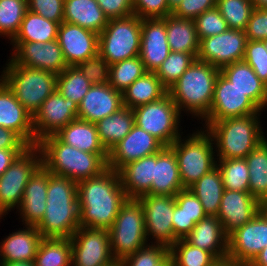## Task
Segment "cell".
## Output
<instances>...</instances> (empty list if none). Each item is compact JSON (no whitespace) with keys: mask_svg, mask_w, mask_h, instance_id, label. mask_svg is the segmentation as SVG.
Instances as JSON below:
<instances>
[{"mask_svg":"<svg viewBox=\"0 0 267 266\" xmlns=\"http://www.w3.org/2000/svg\"><path fill=\"white\" fill-rule=\"evenodd\" d=\"M80 226L109 230L127 201L119 172L107 168L101 174L77 183Z\"/></svg>","mask_w":267,"mask_h":266,"instance_id":"cell-1","label":"cell"},{"mask_svg":"<svg viewBox=\"0 0 267 266\" xmlns=\"http://www.w3.org/2000/svg\"><path fill=\"white\" fill-rule=\"evenodd\" d=\"M36 228L43 238H71L80 228L77 182L48 171L46 210Z\"/></svg>","mask_w":267,"mask_h":266,"instance_id":"cell-2","label":"cell"},{"mask_svg":"<svg viewBox=\"0 0 267 266\" xmlns=\"http://www.w3.org/2000/svg\"><path fill=\"white\" fill-rule=\"evenodd\" d=\"M219 73L220 69L207 62L197 59L192 62L168 89V94L181 114H191L197 121H202L208 115Z\"/></svg>","mask_w":267,"mask_h":266,"instance_id":"cell-3","label":"cell"},{"mask_svg":"<svg viewBox=\"0 0 267 266\" xmlns=\"http://www.w3.org/2000/svg\"><path fill=\"white\" fill-rule=\"evenodd\" d=\"M42 165L52 174L65 176L75 182L97 176L108 168V155L79 150L50 135L38 142Z\"/></svg>","mask_w":267,"mask_h":266,"instance_id":"cell-4","label":"cell"},{"mask_svg":"<svg viewBox=\"0 0 267 266\" xmlns=\"http://www.w3.org/2000/svg\"><path fill=\"white\" fill-rule=\"evenodd\" d=\"M261 114L228 118L208 125L205 129L212 136L216 158H245L254 150L266 138L260 122Z\"/></svg>","mask_w":267,"mask_h":266,"instance_id":"cell-5","label":"cell"},{"mask_svg":"<svg viewBox=\"0 0 267 266\" xmlns=\"http://www.w3.org/2000/svg\"><path fill=\"white\" fill-rule=\"evenodd\" d=\"M0 79L13 92L16 99L32 115L56 91L57 74L38 68L15 64L11 59L5 64Z\"/></svg>","mask_w":267,"mask_h":266,"instance_id":"cell-6","label":"cell"},{"mask_svg":"<svg viewBox=\"0 0 267 266\" xmlns=\"http://www.w3.org/2000/svg\"><path fill=\"white\" fill-rule=\"evenodd\" d=\"M184 137L181 135L169 147L177 158L183 188H189L217 166V156L212 136L206 129L201 127Z\"/></svg>","mask_w":267,"mask_h":266,"instance_id":"cell-7","label":"cell"},{"mask_svg":"<svg viewBox=\"0 0 267 266\" xmlns=\"http://www.w3.org/2000/svg\"><path fill=\"white\" fill-rule=\"evenodd\" d=\"M111 252L116 261L148 245L142 204L138 199H127L109 229Z\"/></svg>","mask_w":267,"mask_h":266,"instance_id":"cell-8","label":"cell"},{"mask_svg":"<svg viewBox=\"0 0 267 266\" xmlns=\"http://www.w3.org/2000/svg\"><path fill=\"white\" fill-rule=\"evenodd\" d=\"M141 19L132 14L109 19L98 36V53L109 65L139 56Z\"/></svg>","mask_w":267,"mask_h":266,"instance_id":"cell-9","label":"cell"},{"mask_svg":"<svg viewBox=\"0 0 267 266\" xmlns=\"http://www.w3.org/2000/svg\"><path fill=\"white\" fill-rule=\"evenodd\" d=\"M133 112L135 125L154 136L165 147L183 135L180 127L182 115L168 93L157 101L136 107Z\"/></svg>","mask_w":267,"mask_h":266,"instance_id":"cell-10","label":"cell"},{"mask_svg":"<svg viewBox=\"0 0 267 266\" xmlns=\"http://www.w3.org/2000/svg\"><path fill=\"white\" fill-rule=\"evenodd\" d=\"M42 165L37 145L26 148L0 176V219L19 208L24 189L35 171Z\"/></svg>","mask_w":267,"mask_h":266,"instance_id":"cell-11","label":"cell"},{"mask_svg":"<svg viewBox=\"0 0 267 266\" xmlns=\"http://www.w3.org/2000/svg\"><path fill=\"white\" fill-rule=\"evenodd\" d=\"M263 111L221 73L218 74L214 97L208 115L202 120L204 129L214 121L242 117Z\"/></svg>","mask_w":267,"mask_h":266,"instance_id":"cell-12","label":"cell"},{"mask_svg":"<svg viewBox=\"0 0 267 266\" xmlns=\"http://www.w3.org/2000/svg\"><path fill=\"white\" fill-rule=\"evenodd\" d=\"M138 200L144 211L147 241L153 239L154 242L150 241L149 244H162L170 248L177 241L172 223L174 196L145 194Z\"/></svg>","mask_w":267,"mask_h":266,"instance_id":"cell-13","label":"cell"},{"mask_svg":"<svg viewBox=\"0 0 267 266\" xmlns=\"http://www.w3.org/2000/svg\"><path fill=\"white\" fill-rule=\"evenodd\" d=\"M267 246V215L258 214L228 236L227 261L247 266Z\"/></svg>","mask_w":267,"mask_h":266,"instance_id":"cell-14","label":"cell"},{"mask_svg":"<svg viewBox=\"0 0 267 266\" xmlns=\"http://www.w3.org/2000/svg\"><path fill=\"white\" fill-rule=\"evenodd\" d=\"M70 239L72 266H107L115 261L107 229L80 226Z\"/></svg>","mask_w":267,"mask_h":266,"instance_id":"cell-15","label":"cell"},{"mask_svg":"<svg viewBox=\"0 0 267 266\" xmlns=\"http://www.w3.org/2000/svg\"><path fill=\"white\" fill-rule=\"evenodd\" d=\"M245 31H227L200 39L196 59L221 69L234 62L243 61L247 43Z\"/></svg>","mask_w":267,"mask_h":266,"instance_id":"cell-16","label":"cell"},{"mask_svg":"<svg viewBox=\"0 0 267 266\" xmlns=\"http://www.w3.org/2000/svg\"><path fill=\"white\" fill-rule=\"evenodd\" d=\"M77 114L78 105L75 102L66 99L57 90L53 92L33 116L35 145L76 120Z\"/></svg>","mask_w":267,"mask_h":266,"instance_id":"cell-17","label":"cell"},{"mask_svg":"<svg viewBox=\"0 0 267 266\" xmlns=\"http://www.w3.org/2000/svg\"><path fill=\"white\" fill-rule=\"evenodd\" d=\"M11 60L17 65L60 74L67 66L58 40L40 42H9Z\"/></svg>","mask_w":267,"mask_h":266,"instance_id":"cell-18","label":"cell"},{"mask_svg":"<svg viewBox=\"0 0 267 266\" xmlns=\"http://www.w3.org/2000/svg\"><path fill=\"white\" fill-rule=\"evenodd\" d=\"M165 146L154 136L134 125L132 130L108 152V167L119 171L129 162L160 152Z\"/></svg>","mask_w":267,"mask_h":266,"instance_id":"cell-19","label":"cell"},{"mask_svg":"<svg viewBox=\"0 0 267 266\" xmlns=\"http://www.w3.org/2000/svg\"><path fill=\"white\" fill-rule=\"evenodd\" d=\"M98 34L63 21L58 29V42L67 66L88 60L98 53Z\"/></svg>","mask_w":267,"mask_h":266,"instance_id":"cell-20","label":"cell"},{"mask_svg":"<svg viewBox=\"0 0 267 266\" xmlns=\"http://www.w3.org/2000/svg\"><path fill=\"white\" fill-rule=\"evenodd\" d=\"M261 210V203L250 192L224 189L217 218L229 236L236 229L252 220Z\"/></svg>","mask_w":267,"mask_h":266,"instance_id":"cell-21","label":"cell"},{"mask_svg":"<svg viewBox=\"0 0 267 266\" xmlns=\"http://www.w3.org/2000/svg\"><path fill=\"white\" fill-rule=\"evenodd\" d=\"M164 18L141 19L139 57L147 72H156L170 53Z\"/></svg>","mask_w":267,"mask_h":266,"instance_id":"cell-22","label":"cell"},{"mask_svg":"<svg viewBox=\"0 0 267 266\" xmlns=\"http://www.w3.org/2000/svg\"><path fill=\"white\" fill-rule=\"evenodd\" d=\"M122 107V92L115 90L109 83L92 85L78 105L77 119L96 124Z\"/></svg>","mask_w":267,"mask_h":266,"instance_id":"cell-23","label":"cell"},{"mask_svg":"<svg viewBox=\"0 0 267 266\" xmlns=\"http://www.w3.org/2000/svg\"><path fill=\"white\" fill-rule=\"evenodd\" d=\"M0 127L15 132L28 146H35L33 116L0 79Z\"/></svg>","mask_w":267,"mask_h":266,"instance_id":"cell-24","label":"cell"},{"mask_svg":"<svg viewBox=\"0 0 267 266\" xmlns=\"http://www.w3.org/2000/svg\"><path fill=\"white\" fill-rule=\"evenodd\" d=\"M48 170L41 165L30 177L18 208L23 225L36 226L46 210Z\"/></svg>","mask_w":267,"mask_h":266,"instance_id":"cell-25","label":"cell"},{"mask_svg":"<svg viewBox=\"0 0 267 266\" xmlns=\"http://www.w3.org/2000/svg\"><path fill=\"white\" fill-rule=\"evenodd\" d=\"M195 247L210 252L219 262L227 261L228 236L216 216L201 219L184 238Z\"/></svg>","mask_w":267,"mask_h":266,"instance_id":"cell-26","label":"cell"},{"mask_svg":"<svg viewBox=\"0 0 267 266\" xmlns=\"http://www.w3.org/2000/svg\"><path fill=\"white\" fill-rule=\"evenodd\" d=\"M42 238L36 226L9 233L0 243V262L34 261Z\"/></svg>","mask_w":267,"mask_h":266,"instance_id":"cell-27","label":"cell"},{"mask_svg":"<svg viewBox=\"0 0 267 266\" xmlns=\"http://www.w3.org/2000/svg\"><path fill=\"white\" fill-rule=\"evenodd\" d=\"M154 164L156 154L129 162L118 171L128 199H138L145 194H151Z\"/></svg>","mask_w":267,"mask_h":266,"instance_id":"cell-28","label":"cell"},{"mask_svg":"<svg viewBox=\"0 0 267 266\" xmlns=\"http://www.w3.org/2000/svg\"><path fill=\"white\" fill-rule=\"evenodd\" d=\"M220 73L265 112L267 85L259 79L249 64L244 61L234 62L221 68Z\"/></svg>","mask_w":267,"mask_h":266,"instance_id":"cell-29","label":"cell"},{"mask_svg":"<svg viewBox=\"0 0 267 266\" xmlns=\"http://www.w3.org/2000/svg\"><path fill=\"white\" fill-rule=\"evenodd\" d=\"M182 189L175 153L170 147H164L156 153L151 194L175 196Z\"/></svg>","mask_w":267,"mask_h":266,"instance_id":"cell-30","label":"cell"},{"mask_svg":"<svg viewBox=\"0 0 267 266\" xmlns=\"http://www.w3.org/2000/svg\"><path fill=\"white\" fill-rule=\"evenodd\" d=\"M55 136L61 142L81 151L108 155V152L99 141L98 131L94 123L76 119L60 129Z\"/></svg>","mask_w":267,"mask_h":266,"instance_id":"cell-31","label":"cell"},{"mask_svg":"<svg viewBox=\"0 0 267 266\" xmlns=\"http://www.w3.org/2000/svg\"><path fill=\"white\" fill-rule=\"evenodd\" d=\"M63 21L91 30L98 35L108 24L96 0H64Z\"/></svg>","mask_w":267,"mask_h":266,"instance_id":"cell-32","label":"cell"},{"mask_svg":"<svg viewBox=\"0 0 267 266\" xmlns=\"http://www.w3.org/2000/svg\"><path fill=\"white\" fill-rule=\"evenodd\" d=\"M168 93L155 72H146L122 92L123 106L135 109L161 99Z\"/></svg>","mask_w":267,"mask_h":266,"instance_id":"cell-33","label":"cell"},{"mask_svg":"<svg viewBox=\"0 0 267 266\" xmlns=\"http://www.w3.org/2000/svg\"><path fill=\"white\" fill-rule=\"evenodd\" d=\"M167 42L171 52L198 53L199 38L195 21L168 15L165 17Z\"/></svg>","mask_w":267,"mask_h":266,"instance_id":"cell-34","label":"cell"},{"mask_svg":"<svg viewBox=\"0 0 267 266\" xmlns=\"http://www.w3.org/2000/svg\"><path fill=\"white\" fill-rule=\"evenodd\" d=\"M100 143L107 152L120 142L135 125L134 112L122 107L116 113L99 120L96 124Z\"/></svg>","mask_w":267,"mask_h":266,"instance_id":"cell-35","label":"cell"},{"mask_svg":"<svg viewBox=\"0 0 267 266\" xmlns=\"http://www.w3.org/2000/svg\"><path fill=\"white\" fill-rule=\"evenodd\" d=\"M189 189L201 202L206 215L217 216L224 192L222 174L217 166L203 175Z\"/></svg>","mask_w":267,"mask_h":266,"instance_id":"cell-36","label":"cell"},{"mask_svg":"<svg viewBox=\"0 0 267 266\" xmlns=\"http://www.w3.org/2000/svg\"><path fill=\"white\" fill-rule=\"evenodd\" d=\"M59 25L57 22L27 10L18 33L10 42L45 43L57 40Z\"/></svg>","mask_w":267,"mask_h":266,"instance_id":"cell-37","label":"cell"},{"mask_svg":"<svg viewBox=\"0 0 267 266\" xmlns=\"http://www.w3.org/2000/svg\"><path fill=\"white\" fill-rule=\"evenodd\" d=\"M245 160L249 168V192L262 204L267 199V138Z\"/></svg>","mask_w":267,"mask_h":266,"instance_id":"cell-38","label":"cell"},{"mask_svg":"<svg viewBox=\"0 0 267 266\" xmlns=\"http://www.w3.org/2000/svg\"><path fill=\"white\" fill-rule=\"evenodd\" d=\"M35 266H72L70 238H42L34 259Z\"/></svg>","mask_w":267,"mask_h":266,"instance_id":"cell-39","label":"cell"},{"mask_svg":"<svg viewBox=\"0 0 267 266\" xmlns=\"http://www.w3.org/2000/svg\"><path fill=\"white\" fill-rule=\"evenodd\" d=\"M169 255L173 266H216L219 263L210 252L193 246L185 239L177 240L169 248Z\"/></svg>","mask_w":267,"mask_h":266,"instance_id":"cell-40","label":"cell"},{"mask_svg":"<svg viewBox=\"0 0 267 266\" xmlns=\"http://www.w3.org/2000/svg\"><path fill=\"white\" fill-rule=\"evenodd\" d=\"M91 86V82L76 66H68L60 74H57L56 90L63 97L72 100L77 105H79Z\"/></svg>","mask_w":267,"mask_h":266,"instance_id":"cell-41","label":"cell"},{"mask_svg":"<svg viewBox=\"0 0 267 266\" xmlns=\"http://www.w3.org/2000/svg\"><path fill=\"white\" fill-rule=\"evenodd\" d=\"M224 189L249 192V168L245 158L217 159Z\"/></svg>","mask_w":267,"mask_h":266,"instance_id":"cell-42","label":"cell"},{"mask_svg":"<svg viewBox=\"0 0 267 266\" xmlns=\"http://www.w3.org/2000/svg\"><path fill=\"white\" fill-rule=\"evenodd\" d=\"M146 72L144 63L139 56L125 59L110 65L109 84L115 90L123 92Z\"/></svg>","mask_w":267,"mask_h":266,"instance_id":"cell-43","label":"cell"},{"mask_svg":"<svg viewBox=\"0 0 267 266\" xmlns=\"http://www.w3.org/2000/svg\"><path fill=\"white\" fill-rule=\"evenodd\" d=\"M28 10L27 0H0V36L11 41Z\"/></svg>","mask_w":267,"mask_h":266,"instance_id":"cell-44","label":"cell"},{"mask_svg":"<svg viewBox=\"0 0 267 266\" xmlns=\"http://www.w3.org/2000/svg\"><path fill=\"white\" fill-rule=\"evenodd\" d=\"M198 53L170 52L155 72L162 85L168 90L188 69Z\"/></svg>","mask_w":267,"mask_h":266,"instance_id":"cell-45","label":"cell"},{"mask_svg":"<svg viewBox=\"0 0 267 266\" xmlns=\"http://www.w3.org/2000/svg\"><path fill=\"white\" fill-rule=\"evenodd\" d=\"M216 8L229 29L245 31L254 9L251 0H217Z\"/></svg>","mask_w":267,"mask_h":266,"instance_id":"cell-46","label":"cell"},{"mask_svg":"<svg viewBox=\"0 0 267 266\" xmlns=\"http://www.w3.org/2000/svg\"><path fill=\"white\" fill-rule=\"evenodd\" d=\"M169 256V247L162 244H148L127 256L123 266H159Z\"/></svg>","mask_w":267,"mask_h":266,"instance_id":"cell-47","label":"cell"},{"mask_svg":"<svg viewBox=\"0 0 267 266\" xmlns=\"http://www.w3.org/2000/svg\"><path fill=\"white\" fill-rule=\"evenodd\" d=\"M194 21L199 40L221 34L229 29L227 22L216 7L203 12Z\"/></svg>","mask_w":267,"mask_h":266,"instance_id":"cell-48","label":"cell"},{"mask_svg":"<svg viewBox=\"0 0 267 266\" xmlns=\"http://www.w3.org/2000/svg\"><path fill=\"white\" fill-rule=\"evenodd\" d=\"M243 61L249 64L259 79L267 85V50L262 41H247Z\"/></svg>","mask_w":267,"mask_h":266,"instance_id":"cell-49","label":"cell"},{"mask_svg":"<svg viewBox=\"0 0 267 266\" xmlns=\"http://www.w3.org/2000/svg\"><path fill=\"white\" fill-rule=\"evenodd\" d=\"M76 67L92 85L109 83L110 65L99 53L77 64Z\"/></svg>","mask_w":267,"mask_h":266,"instance_id":"cell-50","label":"cell"},{"mask_svg":"<svg viewBox=\"0 0 267 266\" xmlns=\"http://www.w3.org/2000/svg\"><path fill=\"white\" fill-rule=\"evenodd\" d=\"M28 10L48 20L62 23L64 0H27Z\"/></svg>","mask_w":267,"mask_h":266,"instance_id":"cell-51","label":"cell"},{"mask_svg":"<svg viewBox=\"0 0 267 266\" xmlns=\"http://www.w3.org/2000/svg\"><path fill=\"white\" fill-rule=\"evenodd\" d=\"M174 198L175 203L182 209L184 214L195 223L207 216L201 202L189 188L180 190Z\"/></svg>","mask_w":267,"mask_h":266,"instance_id":"cell-52","label":"cell"},{"mask_svg":"<svg viewBox=\"0 0 267 266\" xmlns=\"http://www.w3.org/2000/svg\"><path fill=\"white\" fill-rule=\"evenodd\" d=\"M133 13L140 19L164 18L172 14L167 0H133Z\"/></svg>","mask_w":267,"mask_h":266,"instance_id":"cell-53","label":"cell"},{"mask_svg":"<svg viewBox=\"0 0 267 266\" xmlns=\"http://www.w3.org/2000/svg\"><path fill=\"white\" fill-rule=\"evenodd\" d=\"M217 0H182L172 15L181 19L194 20L203 12L216 7Z\"/></svg>","mask_w":267,"mask_h":266,"instance_id":"cell-54","label":"cell"},{"mask_svg":"<svg viewBox=\"0 0 267 266\" xmlns=\"http://www.w3.org/2000/svg\"><path fill=\"white\" fill-rule=\"evenodd\" d=\"M247 40H259L267 38V9L254 8L245 29Z\"/></svg>","mask_w":267,"mask_h":266,"instance_id":"cell-55","label":"cell"},{"mask_svg":"<svg viewBox=\"0 0 267 266\" xmlns=\"http://www.w3.org/2000/svg\"><path fill=\"white\" fill-rule=\"evenodd\" d=\"M108 19L123 18L133 13V0H96Z\"/></svg>","mask_w":267,"mask_h":266,"instance_id":"cell-56","label":"cell"},{"mask_svg":"<svg viewBox=\"0 0 267 266\" xmlns=\"http://www.w3.org/2000/svg\"><path fill=\"white\" fill-rule=\"evenodd\" d=\"M174 237L176 240L184 239L194 228L196 223L189 219L182 209L175 203L172 216Z\"/></svg>","mask_w":267,"mask_h":266,"instance_id":"cell-57","label":"cell"},{"mask_svg":"<svg viewBox=\"0 0 267 266\" xmlns=\"http://www.w3.org/2000/svg\"><path fill=\"white\" fill-rule=\"evenodd\" d=\"M28 147L15 132L0 127V149H26Z\"/></svg>","mask_w":267,"mask_h":266,"instance_id":"cell-58","label":"cell"},{"mask_svg":"<svg viewBox=\"0 0 267 266\" xmlns=\"http://www.w3.org/2000/svg\"><path fill=\"white\" fill-rule=\"evenodd\" d=\"M25 149H0V176Z\"/></svg>","mask_w":267,"mask_h":266,"instance_id":"cell-59","label":"cell"},{"mask_svg":"<svg viewBox=\"0 0 267 266\" xmlns=\"http://www.w3.org/2000/svg\"><path fill=\"white\" fill-rule=\"evenodd\" d=\"M247 266H267V246Z\"/></svg>","mask_w":267,"mask_h":266,"instance_id":"cell-60","label":"cell"},{"mask_svg":"<svg viewBox=\"0 0 267 266\" xmlns=\"http://www.w3.org/2000/svg\"><path fill=\"white\" fill-rule=\"evenodd\" d=\"M0 266H35L34 261L0 262Z\"/></svg>","mask_w":267,"mask_h":266,"instance_id":"cell-61","label":"cell"},{"mask_svg":"<svg viewBox=\"0 0 267 266\" xmlns=\"http://www.w3.org/2000/svg\"><path fill=\"white\" fill-rule=\"evenodd\" d=\"M256 9H267V0H251Z\"/></svg>","mask_w":267,"mask_h":266,"instance_id":"cell-62","label":"cell"},{"mask_svg":"<svg viewBox=\"0 0 267 266\" xmlns=\"http://www.w3.org/2000/svg\"><path fill=\"white\" fill-rule=\"evenodd\" d=\"M169 9L173 12L182 0H167Z\"/></svg>","mask_w":267,"mask_h":266,"instance_id":"cell-63","label":"cell"},{"mask_svg":"<svg viewBox=\"0 0 267 266\" xmlns=\"http://www.w3.org/2000/svg\"><path fill=\"white\" fill-rule=\"evenodd\" d=\"M159 266H173L170 255Z\"/></svg>","mask_w":267,"mask_h":266,"instance_id":"cell-64","label":"cell"},{"mask_svg":"<svg viewBox=\"0 0 267 266\" xmlns=\"http://www.w3.org/2000/svg\"><path fill=\"white\" fill-rule=\"evenodd\" d=\"M216 266H243V265H237L229 261L219 262Z\"/></svg>","mask_w":267,"mask_h":266,"instance_id":"cell-65","label":"cell"},{"mask_svg":"<svg viewBox=\"0 0 267 266\" xmlns=\"http://www.w3.org/2000/svg\"><path fill=\"white\" fill-rule=\"evenodd\" d=\"M261 209L267 215V199L261 204Z\"/></svg>","mask_w":267,"mask_h":266,"instance_id":"cell-66","label":"cell"},{"mask_svg":"<svg viewBox=\"0 0 267 266\" xmlns=\"http://www.w3.org/2000/svg\"><path fill=\"white\" fill-rule=\"evenodd\" d=\"M107 266H123L121 261H114L111 264H108Z\"/></svg>","mask_w":267,"mask_h":266,"instance_id":"cell-67","label":"cell"},{"mask_svg":"<svg viewBox=\"0 0 267 266\" xmlns=\"http://www.w3.org/2000/svg\"><path fill=\"white\" fill-rule=\"evenodd\" d=\"M262 42H263V44H264V47H265L266 50H267V38H266V39H263Z\"/></svg>","mask_w":267,"mask_h":266,"instance_id":"cell-68","label":"cell"}]
</instances>
